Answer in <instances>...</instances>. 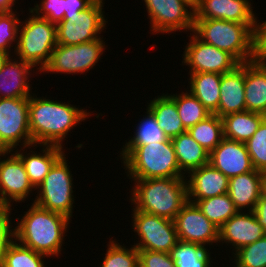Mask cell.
I'll list each match as a JSON object with an SVG mask.
<instances>
[{"label":"cell","instance_id":"cell-41","mask_svg":"<svg viewBox=\"0 0 266 267\" xmlns=\"http://www.w3.org/2000/svg\"><path fill=\"white\" fill-rule=\"evenodd\" d=\"M139 267H176L169 253L138 250Z\"/></svg>","mask_w":266,"mask_h":267},{"label":"cell","instance_id":"cell-36","mask_svg":"<svg viewBox=\"0 0 266 267\" xmlns=\"http://www.w3.org/2000/svg\"><path fill=\"white\" fill-rule=\"evenodd\" d=\"M233 254L235 267H266V235Z\"/></svg>","mask_w":266,"mask_h":267},{"label":"cell","instance_id":"cell-33","mask_svg":"<svg viewBox=\"0 0 266 267\" xmlns=\"http://www.w3.org/2000/svg\"><path fill=\"white\" fill-rule=\"evenodd\" d=\"M45 257L15 240L7 249L3 263L8 267H46L43 261Z\"/></svg>","mask_w":266,"mask_h":267},{"label":"cell","instance_id":"cell-35","mask_svg":"<svg viewBox=\"0 0 266 267\" xmlns=\"http://www.w3.org/2000/svg\"><path fill=\"white\" fill-rule=\"evenodd\" d=\"M138 123L136 127L135 136L125 143V145H145L153 142H162L167 140V136L164 134V131L160 129L158 123L152 113L148 110Z\"/></svg>","mask_w":266,"mask_h":267},{"label":"cell","instance_id":"cell-14","mask_svg":"<svg viewBox=\"0 0 266 267\" xmlns=\"http://www.w3.org/2000/svg\"><path fill=\"white\" fill-rule=\"evenodd\" d=\"M174 223L179 241L204 247L213 242L219 243V228L202 213L196 203L187 201L176 215Z\"/></svg>","mask_w":266,"mask_h":267},{"label":"cell","instance_id":"cell-13","mask_svg":"<svg viewBox=\"0 0 266 267\" xmlns=\"http://www.w3.org/2000/svg\"><path fill=\"white\" fill-rule=\"evenodd\" d=\"M184 51L182 64L190 67L189 73L224 74L232 71L240 63L228 52L216 48L191 34Z\"/></svg>","mask_w":266,"mask_h":267},{"label":"cell","instance_id":"cell-31","mask_svg":"<svg viewBox=\"0 0 266 267\" xmlns=\"http://www.w3.org/2000/svg\"><path fill=\"white\" fill-rule=\"evenodd\" d=\"M196 203L202 213L218 228L238 212L228 193L203 200H188Z\"/></svg>","mask_w":266,"mask_h":267},{"label":"cell","instance_id":"cell-12","mask_svg":"<svg viewBox=\"0 0 266 267\" xmlns=\"http://www.w3.org/2000/svg\"><path fill=\"white\" fill-rule=\"evenodd\" d=\"M144 3L152 33L193 31L195 10L186 0H144Z\"/></svg>","mask_w":266,"mask_h":267},{"label":"cell","instance_id":"cell-32","mask_svg":"<svg viewBox=\"0 0 266 267\" xmlns=\"http://www.w3.org/2000/svg\"><path fill=\"white\" fill-rule=\"evenodd\" d=\"M175 101L178 115L186 130L196 125L201 120L210 115L209 111L199 102V100L189 91L179 95L169 94Z\"/></svg>","mask_w":266,"mask_h":267},{"label":"cell","instance_id":"cell-30","mask_svg":"<svg viewBox=\"0 0 266 267\" xmlns=\"http://www.w3.org/2000/svg\"><path fill=\"white\" fill-rule=\"evenodd\" d=\"M207 251L200 244L178 241L169 254L176 267H210L211 252Z\"/></svg>","mask_w":266,"mask_h":267},{"label":"cell","instance_id":"cell-22","mask_svg":"<svg viewBox=\"0 0 266 267\" xmlns=\"http://www.w3.org/2000/svg\"><path fill=\"white\" fill-rule=\"evenodd\" d=\"M246 110L266 116V51L245 63Z\"/></svg>","mask_w":266,"mask_h":267},{"label":"cell","instance_id":"cell-27","mask_svg":"<svg viewBox=\"0 0 266 267\" xmlns=\"http://www.w3.org/2000/svg\"><path fill=\"white\" fill-rule=\"evenodd\" d=\"M147 109L156 119L160 129L164 131L167 138H174L187 131L178 115L175 101L167 94L150 100Z\"/></svg>","mask_w":266,"mask_h":267},{"label":"cell","instance_id":"cell-23","mask_svg":"<svg viewBox=\"0 0 266 267\" xmlns=\"http://www.w3.org/2000/svg\"><path fill=\"white\" fill-rule=\"evenodd\" d=\"M263 172L254 170L229 178L228 194L238 211H254L261 196Z\"/></svg>","mask_w":266,"mask_h":267},{"label":"cell","instance_id":"cell-19","mask_svg":"<svg viewBox=\"0 0 266 267\" xmlns=\"http://www.w3.org/2000/svg\"><path fill=\"white\" fill-rule=\"evenodd\" d=\"M189 174V179H185L188 200H203L228 193L229 178L210 163Z\"/></svg>","mask_w":266,"mask_h":267},{"label":"cell","instance_id":"cell-29","mask_svg":"<svg viewBox=\"0 0 266 267\" xmlns=\"http://www.w3.org/2000/svg\"><path fill=\"white\" fill-rule=\"evenodd\" d=\"M187 132L208 153L215 149L224 139L223 121L216 114H210Z\"/></svg>","mask_w":266,"mask_h":267},{"label":"cell","instance_id":"cell-39","mask_svg":"<svg viewBox=\"0 0 266 267\" xmlns=\"http://www.w3.org/2000/svg\"><path fill=\"white\" fill-rule=\"evenodd\" d=\"M11 206H0V263L4 262L7 249L15 241V228L11 226Z\"/></svg>","mask_w":266,"mask_h":267},{"label":"cell","instance_id":"cell-40","mask_svg":"<svg viewBox=\"0 0 266 267\" xmlns=\"http://www.w3.org/2000/svg\"><path fill=\"white\" fill-rule=\"evenodd\" d=\"M29 9L38 17L46 18L57 25L64 17V0H42L41 3Z\"/></svg>","mask_w":266,"mask_h":267},{"label":"cell","instance_id":"cell-43","mask_svg":"<svg viewBox=\"0 0 266 267\" xmlns=\"http://www.w3.org/2000/svg\"><path fill=\"white\" fill-rule=\"evenodd\" d=\"M254 214L258 223L263 227L264 234L266 235V198L261 194L260 199L256 203Z\"/></svg>","mask_w":266,"mask_h":267},{"label":"cell","instance_id":"cell-3","mask_svg":"<svg viewBox=\"0 0 266 267\" xmlns=\"http://www.w3.org/2000/svg\"><path fill=\"white\" fill-rule=\"evenodd\" d=\"M31 204L15 226V240L47 257H57L61 254L71 219L61 213Z\"/></svg>","mask_w":266,"mask_h":267},{"label":"cell","instance_id":"cell-16","mask_svg":"<svg viewBox=\"0 0 266 267\" xmlns=\"http://www.w3.org/2000/svg\"><path fill=\"white\" fill-rule=\"evenodd\" d=\"M209 163L228 178L255 170L245 143L226 138L209 153Z\"/></svg>","mask_w":266,"mask_h":267},{"label":"cell","instance_id":"cell-17","mask_svg":"<svg viewBox=\"0 0 266 267\" xmlns=\"http://www.w3.org/2000/svg\"><path fill=\"white\" fill-rule=\"evenodd\" d=\"M249 0H198L194 19L258 23Z\"/></svg>","mask_w":266,"mask_h":267},{"label":"cell","instance_id":"cell-10","mask_svg":"<svg viewBox=\"0 0 266 267\" xmlns=\"http://www.w3.org/2000/svg\"><path fill=\"white\" fill-rule=\"evenodd\" d=\"M103 0H96L80 14L64 15L57 26V44L77 45L101 38L106 29L107 19L104 18Z\"/></svg>","mask_w":266,"mask_h":267},{"label":"cell","instance_id":"cell-45","mask_svg":"<svg viewBox=\"0 0 266 267\" xmlns=\"http://www.w3.org/2000/svg\"><path fill=\"white\" fill-rule=\"evenodd\" d=\"M10 57V54L7 52L0 50V71L2 70V67L4 63L7 61V59Z\"/></svg>","mask_w":266,"mask_h":267},{"label":"cell","instance_id":"cell-6","mask_svg":"<svg viewBox=\"0 0 266 267\" xmlns=\"http://www.w3.org/2000/svg\"><path fill=\"white\" fill-rule=\"evenodd\" d=\"M28 10L31 15L24 20L25 22L20 21L18 43L14 54L41 72L57 45V26Z\"/></svg>","mask_w":266,"mask_h":267},{"label":"cell","instance_id":"cell-37","mask_svg":"<svg viewBox=\"0 0 266 267\" xmlns=\"http://www.w3.org/2000/svg\"><path fill=\"white\" fill-rule=\"evenodd\" d=\"M245 145L254 169L266 172V118Z\"/></svg>","mask_w":266,"mask_h":267},{"label":"cell","instance_id":"cell-48","mask_svg":"<svg viewBox=\"0 0 266 267\" xmlns=\"http://www.w3.org/2000/svg\"><path fill=\"white\" fill-rule=\"evenodd\" d=\"M0 267H8V266L5 265L4 263H0Z\"/></svg>","mask_w":266,"mask_h":267},{"label":"cell","instance_id":"cell-2","mask_svg":"<svg viewBox=\"0 0 266 267\" xmlns=\"http://www.w3.org/2000/svg\"><path fill=\"white\" fill-rule=\"evenodd\" d=\"M34 95L29 97V127L33 144L63 148L62 142L68 132L91 114L87 109Z\"/></svg>","mask_w":266,"mask_h":267},{"label":"cell","instance_id":"cell-8","mask_svg":"<svg viewBox=\"0 0 266 267\" xmlns=\"http://www.w3.org/2000/svg\"><path fill=\"white\" fill-rule=\"evenodd\" d=\"M19 143L24 149L38 147L29 127V98H0V147L14 151Z\"/></svg>","mask_w":266,"mask_h":267},{"label":"cell","instance_id":"cell-46","mask_svg":"<svg viewBox=\"0 0 266 267\" xmlns=\"http://www.w3.org/2000/svg\"><path fill=\"white\" fill-rule=\"evenodd\" d=\"M261 194L266 198V172L263 173Z\"/></svg>","mask_w":266,"mask_h":267},{"label":"cell","instance_id":"cell-44","mask_svg":"<svg viewBox=\"0 0 266 267\" xmlns=\"http://www.w3.org/2000/svg\"><path fill=\"white\" fill-rule=\"evenodd\" d=\"M17 0H0V12H9L15 10Z\"/></svg>","mask_w":266,"mask_h":267},{"label":"cell","instance_id":"cell-20","mask_svg":"<svg viewBox=\"0 0 266 267\" xmlns=\"http://www.w3.org/2000/svg\"><path fill=\"white\" fill-rule=\"evenodd\" d=\"M246 110L245 63L221 76L220 99L216 115L220 118Z\"/></svg>","mask_w":266,"mask_h":267},{"label":"cell","instance_id":"cell-28","mask_svg":"<svg viewBox=\"0 0 266 267\" xmlns=\"http://www.w3.org/2000/svg\"><path fill=\"white\" fill-rule=\"evenodd\" d=\"M265 118L263 114L247 110L228 114L222 117L224 138L246 143Z\"/></svg>","mask_w":266,"mask_h":267},{"label":"cell","instance_id":"cell-47","mask_svg":"<svg viewBox=\"0 0 266 267\" xmlns=\"http://www.w3.org/2000/svg\"><path fill=\"white\" fill-rule=\"evenodd\" d=\"M187 2H189L194 8L196 7V4L198 2V0H186Z\"/></svg>","mask_w":266,"mask_h":267},{"label":"cell","instance_id":"cell-25","mask_svg":"<svg viewBox=\"0 0 266 267\" xmlns=\"http://www.w3.org/2000/svg\"><path fill=\"white\" fill-rule=\"evenodd\" d=\"M171 141L180 171L184 175L209 163V153L187 131Z\"/></svg>","mask_w":266,"mask_h":267},{"label":"cell","instance_id":"cell-38","mask_svg":"<svg viewBox=\"0 0 266 267\" xmlns=\"http://www.w3.org/2000/svg\"><path fill=\"white\" fill-rule=\"evenodd\" d=\"M20 19L14 11L0 12V50H3L11 55V47L13 42L18 43V30Z\"/></svg>","mask_w":266,"mask_h":267},{"label":"cell","instance_id":"cell-5","mask_svg":"<svg viewBox=\"0 0 266 267\" xmlns=\"http://www.w3.org/2000/svg\"><path fill=\"white\" fill-rule=\"evenodd\" d=\"M120 154L130 179L185 177L170 138L145 145H123Z\"/></svg>","mask_w":266,"mask_h":267},{"label":"cell","instance_id":"cell-11","mask_svg":"<svg viewBox=\"0 0 266 267\" xmlns=\"http://www.w3.org/2000/svg\"><path fill=\"white\" fill-rule=\"evenodd\" d=\"M132 210V229L140 239L134 246L138 250L169 253L179 241L174 220Z\"/></svg>","mask_w":266,"mask_h":267},{"label":"cell","instance_id":"cell-26","mask_svg":"<svg viewBox=\"0 0 266 267\" xmlns=\"http://www.w3.org/2000/svg\"><path fill=\"white\" fill-rule=\"evenodd\" d=\"M189 91L209 111L216 114L220 99V82L222 74L217 73H189Z\"/></svg>","mask_w":266,"mask_h":267},{"label":"cell","instance_id":"cell-34","mask_svg":"<svg viewBox=\"0 0 266 267\" xmlns=\"http://www.w3.org/2000/svg\"><path fill=\"white\" fill-rule=\"evenodd\" d=\"M116 242L110 239L101 267H139L138 249L134 245L128 249Z\"/></svg>","mask_w":266,"mask_h":267},{"label":"cell","instance_id":"cell-7","mask_svg":"<svg viewBox=\"0 0 266 267\" xmlns=\"http://www.w3.org/2000/svg\"><path fill=\"white\" fill-rule=\"evenodd\" d=\"M65 153L54 163L43 182L37 187L33 200L39 207L72 217L74 194L73 176L68 167Z\"/></svg>","mask_w":266,"mask_h":267},{"label":"cell","instance_id":"cell-42","mask_svg":"<svg viewBox=\"0 0 266 267\" xmlns=\"http://www.w3.org/2000/svg\"><path fill=\"white\" fill-rule=\"evenodd\" d=\"M96 0H64V15L80 14L89 8Z\"/></svg>","mask_w":266,"mask_h":267},{"label":"cell","instance_id":"cell-4","mask_svg":"<svg viewBox=\"0 0 266 267\" xmlns=\"http://www.w3.org/2000/svg\"><path fill=\"white\" fill-rule=\"evenodd\" d=\"M186 177L132 179V209L174 220L188 201Z\"/></svg>","mask_w":266,"mask_h":267},{"label":"cell","instance_id":"cell-1","mask_svg":"<svg viewBox=\"0 0 266 267\" xmlns=\"http://www.w3.org/2000/svg\"><path fill=\"white\" fill-rule=\"evenodd\" d=\"M237 23L220 19H194L200 40L231 54L239 63L256 60L265 51L266 21Z\"/></svg>","mask_w":266,"mask_h":267},{"label":"cell","instance_id":"cell-49","mask_svg":"<svg viewBox=\"0 0 266 267\" xmlns=\"http://www.w3.org/2000/svg\"><path fill=\"white\" fill-rule=\"evenodd\" d=\"M4 152V150L0 147V155Z\"/></svg>","mask_w":266,"mask_h":267},{"label":"cell","instance_id":"cell-24","mask_svg":"<svg viewBox=\"0 0 266 267\" xmlns=\"http://www.w3.org/2000/svg\"><path fill=\"white\" fill-rule=\"evenodd\" d=\"M42 153H35L31 151L27 154L22 149L14 151L21 159L25 166L26 173L28 175L30 183L35 190L43 182L45 176L49 173L54 163L64 154V148L54 145H43ZM24 153H26L24 155Z\"/></svg>","mask_w":266,"mask_h":267},{"label":"cell","instance_id":"cell-21","mask_svg":"<svg viewBox=\"0 0 266 267\" xmlns=\"http://www.w3.org/2000/svg\"><path fill=\"white\" fill-rule=\"evenodd\" d=\"M10 56L0 71V98H29L33 93L29 77L33 66L21 59L16 60ZM15 60V61H14Z\"/></svg>","mask_w":266,"mask_h":267},{"label":"cell","instance_id":"cell-18","mask_svg":"<svg viewBox=\"0 0 266 267\" xmlns=\"http://www.w3.org/2000/svg\"><path fill=\"white\" fill-rule=\"evenodd\" d=\"M238 211L219 228V243H230L234 252L252 244L265 234L253 211ZM224 241V242H223Z\"/></svg>","mask_w":266,"mask_h":267},{"label":"cell","instance_id":"cell-9","mask_svg":"<svg viewBox=\"0 0 266 267\" xmlns=\"http://www.w3.org/2000/svg\"><path fill=\"white\" fill-rule=\"evenodd\" d=\"M104 50H106L105 42L102 38L77 45L57 44L41 73L82 74L93 69L101 60L100 56Z\"/></svg>","mask_w":266,"mask_h":267},{"label":"cell","instance_id":"cell-15","mask_svg":"<svg viewBox=\"0 0 266 267\" xmlns=\"http://www.w3.org/2000/svg\"><path fill=\"white\" fill-rule=\"evenodd\" d=\"M11 152L13 151H4L0 155V203L10 206L14 201L24 202L35 189L29 181L20 157ZM6 154L11 155L6 158ZM1 156L5 159L2 160ZM11 202L13 203L11 204Z\"/></svg>","mask_w":266,"mask_h":267}]
</instances>
